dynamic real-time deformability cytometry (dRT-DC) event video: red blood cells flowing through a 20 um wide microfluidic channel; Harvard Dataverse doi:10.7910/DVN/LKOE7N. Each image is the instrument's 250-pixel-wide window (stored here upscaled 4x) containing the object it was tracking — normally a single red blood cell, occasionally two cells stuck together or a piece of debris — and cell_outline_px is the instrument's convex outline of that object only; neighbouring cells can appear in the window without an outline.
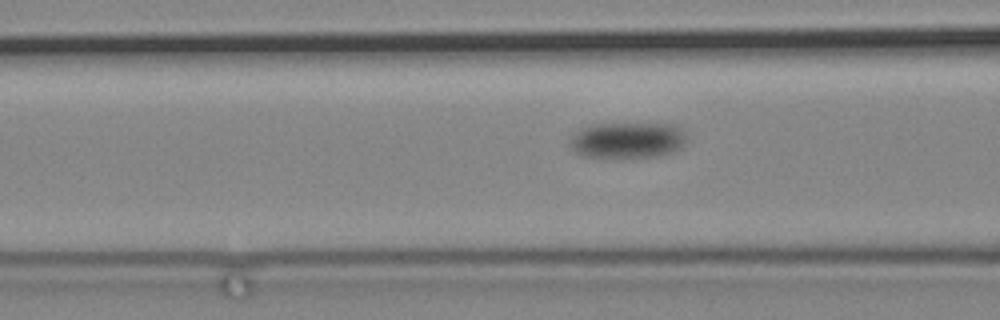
{"species": "common noctule bat (a hibernating species)", "species_latin": "Nyctalus noctula", "temperature_condition": "cold", "stored_images_in_passage": 100, "camera_frame_rate_fps": 3000, "um_per_image_px": 0.085, "animal": {"sex": "male", "body_mass_g": 19.2, "forearm_length_mm": 51.8}, "frame": {"image": 1, "passage_image": 48, "time_ms": 15.667, "image_size_px": [1000, 320], "cell_outline_px": [[688, 140], [680, 148], [672, 152], [660, 156], [584, 156], [576, 152], [568, 144], [568, 140], [572, 132], [580, 128], [596, 124], [672, 124], [680, 128], [688, 136]], "centroid_in_image_um": [53.33, 11.89], "position_along_channel_um": 113.3, "area_um2": 24.45}}
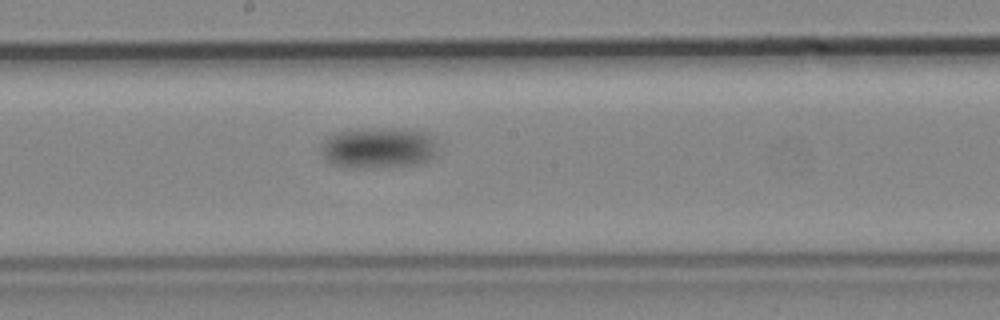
{"frame": {"image": 2, "passage_image": 61, "time_ms": 20.0, "image_size_px": [1000, 320], "cell_outline_px": [[440, 148], [436, 156], [424, 164], [388, 168], [348, 168], [336, 164], [328, 160], [320, 152], [320, 144], [328, 136], [336, 132], [368, 128], [400, 128], [428, 132], [432, 136]], "centroid_in_image_um": [32.26, 12.58], "position_along_channel_um": 215.9, "area_um2": 28.9}}
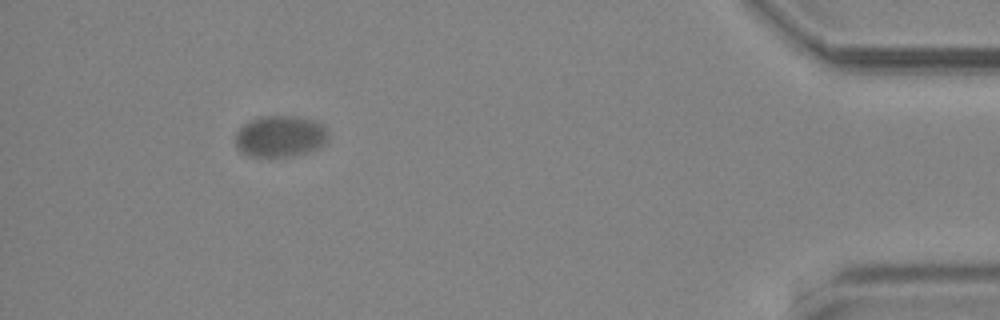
{"frame": {"image": 3, "passage_image": 93, "time_ms": 30.667, "image_size_px": [1000, 320], "cell_outline_px": [[328, 140], [324, 144], [316, 148], [292, 156], [268, 160], [248, 156], [240, 152], [236, 148], [236, 132], [248, 120], [260, 116], [292, 116], [316, 120], [328, 128]], "centroid_in_image_um": [23.79, 11.62], "position_along_channel_um": 411.4, "area_um2": 23.18}}